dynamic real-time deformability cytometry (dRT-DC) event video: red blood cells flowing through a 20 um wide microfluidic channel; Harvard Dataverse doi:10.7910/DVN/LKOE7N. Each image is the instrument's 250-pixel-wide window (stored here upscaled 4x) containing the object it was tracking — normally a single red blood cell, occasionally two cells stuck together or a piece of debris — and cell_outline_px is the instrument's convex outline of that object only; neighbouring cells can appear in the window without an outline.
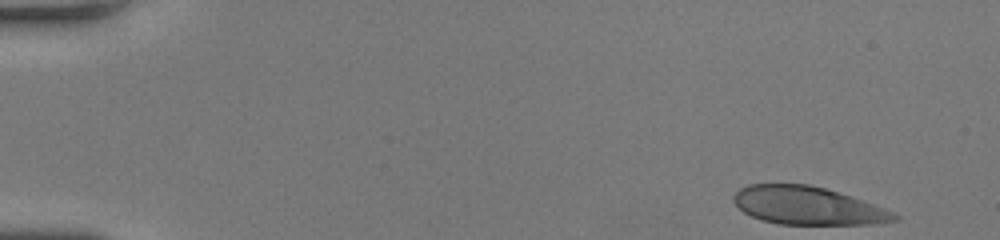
{"species": "human", "species_latin": "Homo sapiens", "temperature_condition": "room temperature", "stored_images_in_passage": 47, "camera_frame_rate_fps": 3000, "um_per_image_px": 0.085, "donor": {"sex": "female"}, "frame": {"image": 1, "passage_image": 1, "time_ms": 0.0, "image_size_px": [1000, 240], "cell_outline_px": [[900, 220], [872, 224], [780, 224], [764, 220], [752, 216], [744, 212], [732, 200], [732, 196], [740, 188], [748, 184], [808, 184], [824, 188], [852, 196], [884, 208], [900, 216]], "centroid_in_image_um": [68.66, 17.48], "position_along_channel_um": 16.3, "area_um2": 35.43}}
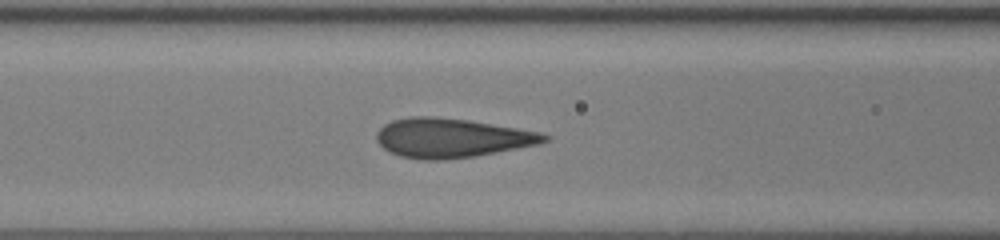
{"frame": {"image": 2, "passage_image": 19, "time_ms": 6.0, "image_size_px": [1000, 240], "cell_outline_px": [[552, 136], [548, 140], [540, 144], [476, 156], [444, 160], [424, 160], [400, 156], [388, 152], [376, 140], [376, 132], [384, 124], [392, 120], [412, 116], [436, 116], [468, 120], [540, 132]], "centroid_in_image_um": [38.38, 11.73], "position_along_channel_um": 128.2, "area_um2": 38.55}}
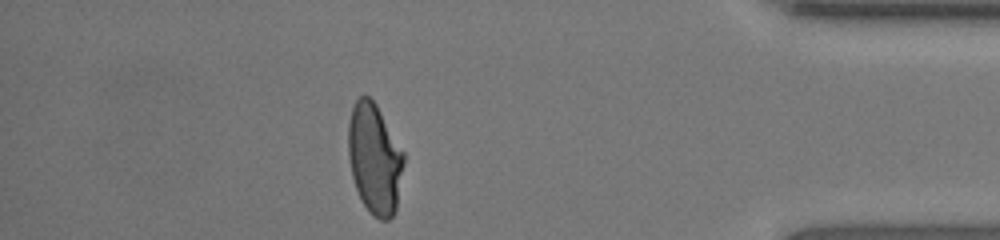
{"frame": {"image": 3, "passage_image": 41, "time_ms": 13.333, "image_size_px": [1000, 240], "cell_outline_px": [[404, 164], [396, 208], [392, 216], [388, 220], [380, 220], [372, 216], [368, 212], [360, 200], [352, 176], [348, 156], [348, 124], [352, 108], [356, 100], [360, 96], [368, 96], [376, 104], [404, 152]], "centroid_in_image_um": [31.83, 13.52], "position_along_channel_um": 403.4, "area_um2": 35.84}, "authors_computed_cell_mechanics": {"area_um2": 37.57, "velocity_mm_per_s": 4.2416, "shape_relaxation_time_tau1_ms": 7.4378, "shape_relaxation_time_tau2_ms": null, "deformation_change_tau1": 0.2463, "deformation_change_tau2": null}}